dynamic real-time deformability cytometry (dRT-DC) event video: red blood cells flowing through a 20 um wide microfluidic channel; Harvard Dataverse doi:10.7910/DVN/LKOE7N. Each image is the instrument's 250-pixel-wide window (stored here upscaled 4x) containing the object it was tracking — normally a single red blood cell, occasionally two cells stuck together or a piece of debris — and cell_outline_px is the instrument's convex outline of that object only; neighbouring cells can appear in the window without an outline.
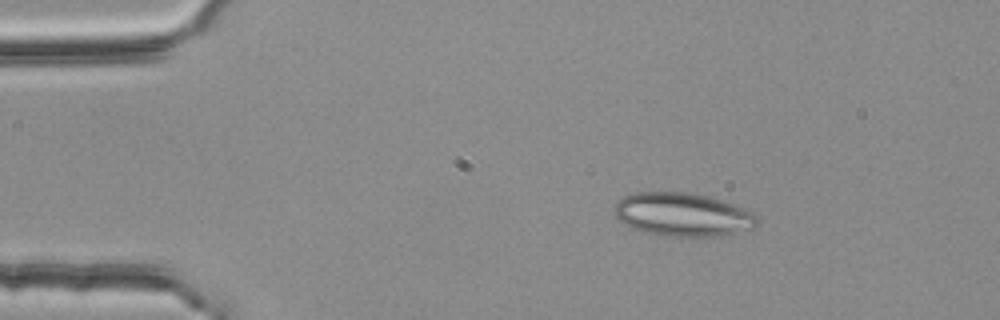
{"species": "common noctule bat (a hibernating species)", "species_latin": "Nyctalus noctula", "temperature_condition": "room temperature", "stored_images_in_passage": 3, "camera_frame_rate_fps": 3000, "um_per_image_px": 0.085, "animal": {"sex": "female", "body_mass_g": 25.1}, "frame": {"image": 1, "passage_image": 1, "time_ms": 0.0, "image_size_px": [1000, 320], "cell_outline_px": [[760, 216], [756, 224], [752, 228], [720, 236], [668, 236], [648, 232], [632, 228], [624, 224], [616, 216], [616, 204], [624, 196], [636, 192], [692, 192], [708, 196], [736, 204]], "centroid_in_image_um": [58.08, 18.22], "position_along_channel_um": 26.9, "area_um2": 36.01}}